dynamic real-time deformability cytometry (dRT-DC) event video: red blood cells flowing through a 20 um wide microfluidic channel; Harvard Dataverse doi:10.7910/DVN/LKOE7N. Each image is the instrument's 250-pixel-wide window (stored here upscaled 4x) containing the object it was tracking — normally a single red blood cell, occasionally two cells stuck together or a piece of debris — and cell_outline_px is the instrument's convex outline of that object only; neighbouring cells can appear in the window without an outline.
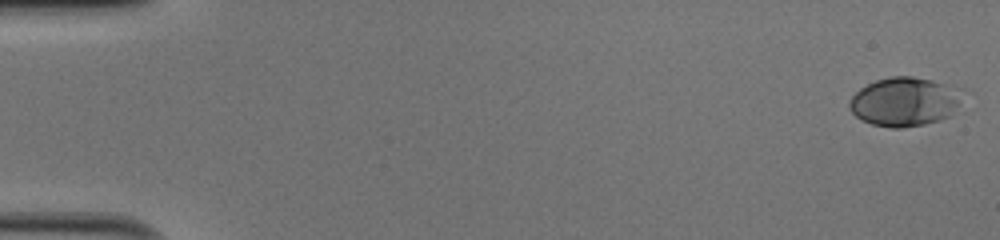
{"species": "human", "species_latin": "Homo sapiens", "temperature_condition": "cold", "stored_images_in_passage": 51, "camera_frame_rate_fps": 3000, "um_per_image_px": 0.085, "donor": {"sex": "male"}, "frame": {"image": 1, "passage_image": 1, "time_ms": 0.0, "image_size_px": [1000, 240], "cell_outline_px": [[964, 92], [948, 116], [940, 120], [924, 124], [900, 128], [892, 128], [872, 124], [860, 120], [852, 112], [848, 104], [852, 96], [860, 88], [876, 80], [892, 76], [912, 76], [932, 80], [964, 88]], "centroid_in_image_um": [76.88, 8.63], "position_along_channel_um": 8.1, "area_um2": 32.19}}
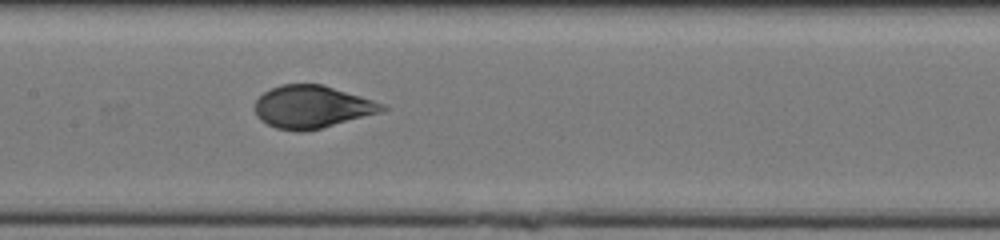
{"frame": {"image": 2, "passage_image": 26, "time_ms": 8.333, "image_size_px": [1000, 240], "cell_outline_px": [[388, 108], [380, 112], [320, 128], [304, 132], [296, 132], [276, 128], [260, 120], [256, 116], [256, 100], [264, 92], [280, 84], [320, 84], [360, 96], [384, 104]], "centroid_in_image_um": [26.48, 9.09], "position_along_channel_um": 180.9, "area_um2": 31.15}}
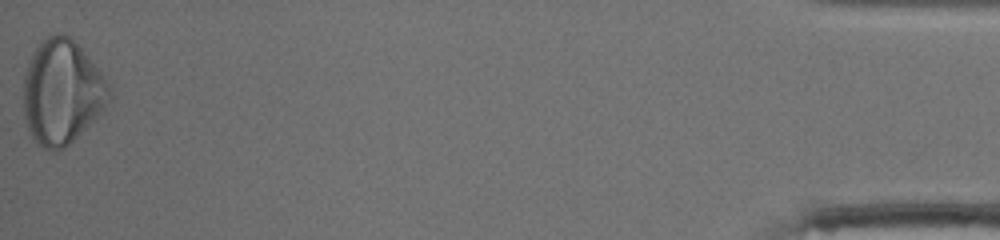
{"frame": {"image": 3, "passage_image": 51, "time_ms": 16.667, "image_size_px": [1000, 240], "cell_outline_px": [[112, 96], [104, 108], [64, 148], [52, 152], [36, 144], [28, 128], [24, 116], [24, 76], [32, 52], [48, 36], [60, 32], [72, 36], [100, 72], [112, 88]], "centroid_in_image_um": [5.26, 7.81], "position_along_channel_um": 429.9, "area_um2": 51.85}, "authors_computed_cell_mechanics": {"area_um2": 31.9634, "velocity_mm_per_s": 4.0786, "shape_relaxation_time_tau1_ms": 4.4952, "shape_relaxation_time_tau2_ms": null, "deformation_change_tau1": 0.192, "deformation_change_tau2": null}}